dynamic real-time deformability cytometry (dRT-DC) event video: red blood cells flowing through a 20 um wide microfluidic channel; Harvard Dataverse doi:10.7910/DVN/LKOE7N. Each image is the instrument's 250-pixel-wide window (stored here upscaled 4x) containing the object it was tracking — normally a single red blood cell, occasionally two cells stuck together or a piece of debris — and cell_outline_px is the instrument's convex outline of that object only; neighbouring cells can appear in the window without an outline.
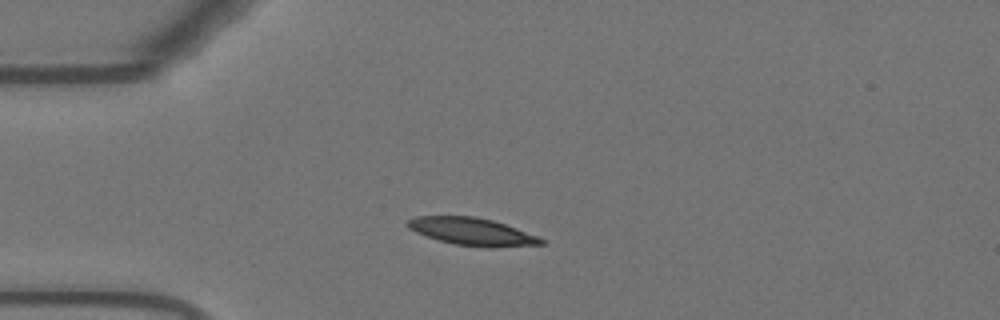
{"species": "Egyptian fruit bat (a non-hibernating species)", "species_latin": "Rousettus aegyptiacus", "temperature_condition": "warm", "stored_images_in_passage": 42, "camera_frame_rate_fps": 3000, "um_per_image_px": 0.085, "animal": {"sex": "female"}, "frame": {"image": 1, "passage_image": 1, "time_ms": 0.0, "image_size_px": [1000, 320], "cell_outline_px": [[548, 240], [544, 244], [492, 248], [488, 248], [456, 244], [440, 240], [416, 232], [408, 228], [404, 224], [408, 220], [416, 216], [476, 216], [492, 220], [540, 236]], "centroid_in_image_um": [40.18, 19.69], "position_along_channel_um": 44.8, "area_um2": 21.5}}
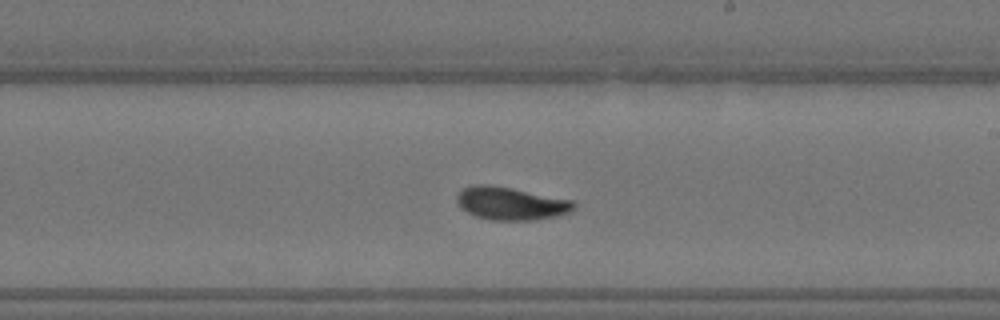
{"frame": {"image": 2, "passage_image": 19, "time_ms": 6.0, "image_size_px": [1000, 320], "cell_outline_px": [[576, 208], [568, 212], [556, 216], [536, 220], [492, 220], [476, 216], [460, 208], [456, 200], [456, 196], [464, 188], [472, 184], [488, 184], [512, 188], [572, 200], [576, 204]], "centroid_in_image_um": [43.41, 17.29], "position_along_channel_um": 245.6, "area_um2": 22.43}}
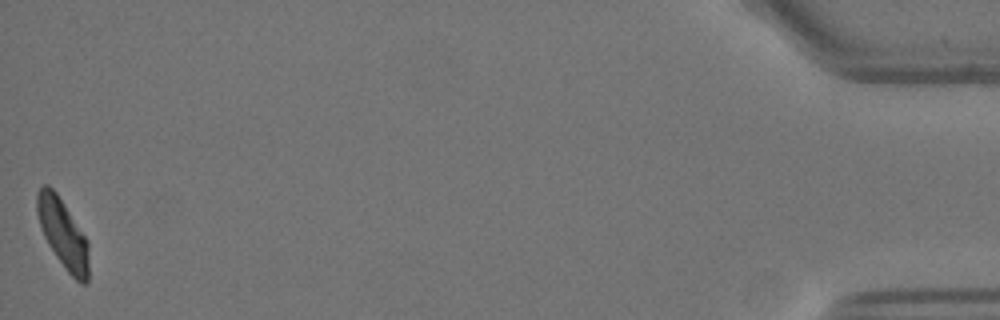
{"frame": {"image": 3, "passage_image": 42, "time_ms": 13.667, "image_size_px": [1000, 320], "cell_outline_px": [[88, 280], [84, 284], [80, 284], [64, 268], [48, 244], [44, 236], [36, 212], [36, 192], [44, 184], [48, 184], [56, 192], [88, 240]], "centroid_in_image_um": [5.34, 19.85], "position_along_channel_um": 429.9, "area_um2": 20.75}, "authors_computed_cell_mechanics": {"area_um2": 21.6172, "velocity_mm_per_s": 3.6538, "shape_relaxation_time_tau1_ms": 3.3737, "shape_relaxation_time_tau2_ms": 2.1237, "deformation_change_tau1": 0.1675, "deformation_change_tau2": 0.0674}}